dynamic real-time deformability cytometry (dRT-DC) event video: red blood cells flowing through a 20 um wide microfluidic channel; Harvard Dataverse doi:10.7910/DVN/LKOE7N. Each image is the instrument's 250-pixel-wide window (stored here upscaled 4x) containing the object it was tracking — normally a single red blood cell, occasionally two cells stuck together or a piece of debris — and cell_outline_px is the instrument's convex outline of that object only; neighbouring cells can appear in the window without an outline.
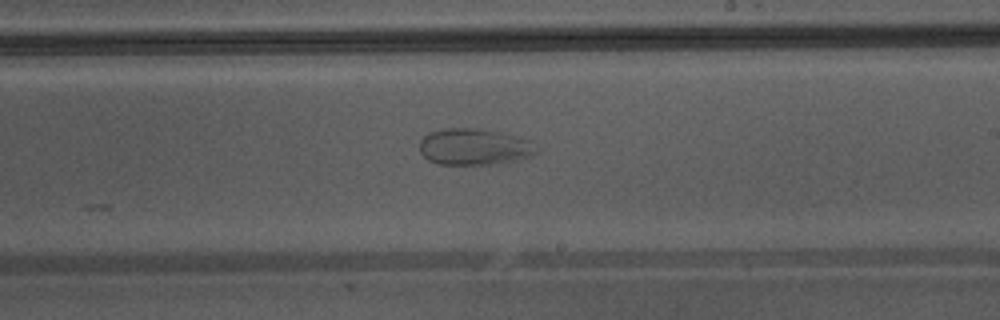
{"species": "Egyptian fruit bat (a non-hibernating species)", "species_latin": "Rousettus aegyptiacus", "temperature_condition": "warm", "stored_images_in_passage": 24, "camera_frame_rate_fps": 3000, "um_per_image_px": 0.085, "animal": {"sex": "male"}, "frame": {"image": 1, "passage_image": 17, "time_ms": 5.333, "image_size_px": [1000, 320], "cell_outline_px": [[536, 152], [528, 156], [512, 160], [488, 164], [440, 164], [428, 160], [420, 152], [420, 140], [428, 132], [440, 128], [476, 128], [500, 132], [516, 136], [528, 140]], "centroid_in_image_um": [40.19, 12.45], "position_along_channel_um": 248.8, "area_um2": 24.33}}